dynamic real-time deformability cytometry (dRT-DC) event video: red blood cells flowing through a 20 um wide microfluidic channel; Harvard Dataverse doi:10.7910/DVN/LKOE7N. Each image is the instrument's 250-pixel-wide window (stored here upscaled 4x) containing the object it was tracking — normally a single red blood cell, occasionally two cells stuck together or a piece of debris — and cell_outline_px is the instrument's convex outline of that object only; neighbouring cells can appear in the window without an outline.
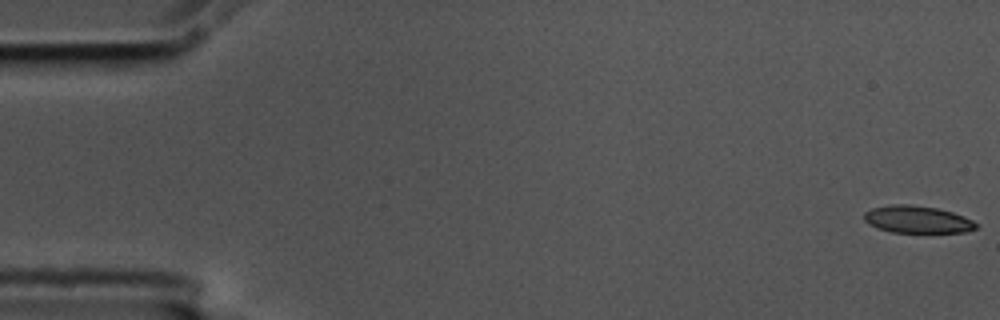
{"species": "common noctule bat (a hibernating species)", "species_latin": "Nyctalus noctula", "temperature_condition": "cold", "stored_images_in_passage": 56, "camera_frame_rate_fps": 3000, "um_per_image_px": 0.085, "animal": {"sex": "male", "body_mass_g": 17.5, "forearm_length_mm": 52.3}, "frame": {"image": 1, "passage_image": 1, "time_ms": 0.0, "image_size_px": [1000, 320], "cell_outline_px": [[980, 224], [976, 228], [968, 232], [892, 232], [876, 228], [868, 224], [864, 220], [864, 212], [872, 208], [892, 204], [908, 204], [936, 208], [952, 212], [964, 216]], "centroid_in_image_um": [77.97, 18.65], "position_along_channel_um": 7.0, "area_um2": 17.86}}
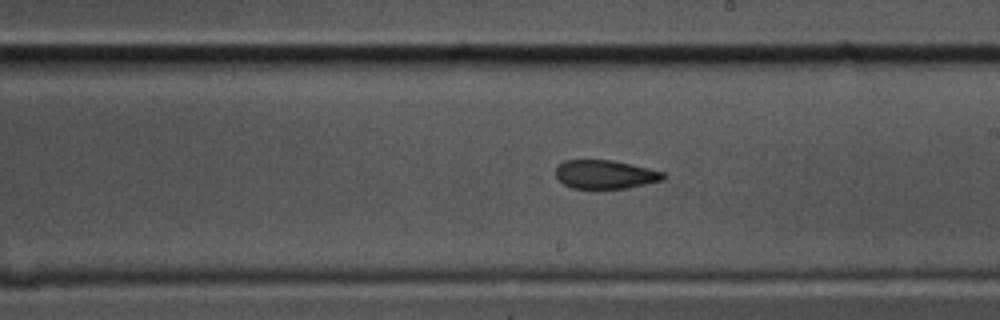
{"frame": {"image": 2, "passage_image": 32, "time_ms": 10.333, "image_size_px": [1000, 320], "cell_outline_px": [[668, 176], [664, 180], [624, 188], [572, 188], [564, 184], [556, 176], [556, 168], [564, 160], [612, 160], [648, 168], [664, 172]], "centroid_in_image_um": [51.46, 14.82], "position_along_channel_um": 237.5, "area_um2": 17.8}}
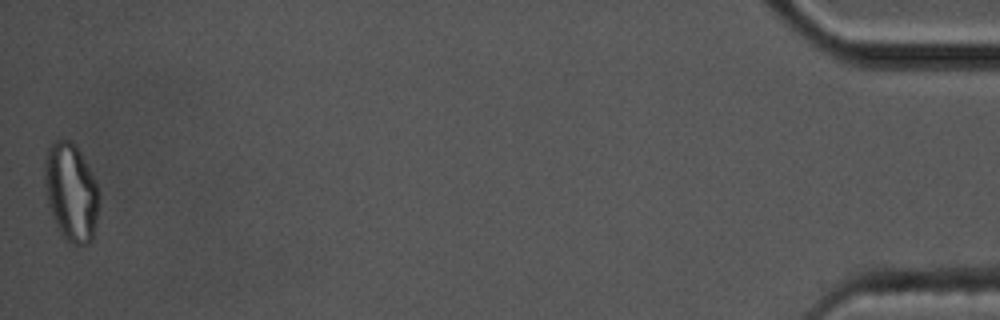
{"frame": {"image": 3, "passage_image": 56, "time_ms": 18.333, "image_size_px": [1000, 320], "cell_outline_px": [[96, 220], [92, 240], [88, 244], [72, 244], [64, 236], [56, 224], [52, 216], [48, 204], [44, 184], [44, 160], [48, 148], [56, 140], [72, 140], [76, 144], [96, 184]], "centroid_in_image_um": [5.99, 16.3], "position_along_channel_um": 429.2, "area_um2": 30.29}, "authors_computed_cell_mechanics": {"area_um2": 19.1029, "velocity_mm_per_s": 3.5955, "shape_relaxation_time_tau1_ms": null, "shape_relaxation_time_tau2_ms": 2.2045, "deformation_change_tau1": null, "deformation_change_tau2": 0.0821}}